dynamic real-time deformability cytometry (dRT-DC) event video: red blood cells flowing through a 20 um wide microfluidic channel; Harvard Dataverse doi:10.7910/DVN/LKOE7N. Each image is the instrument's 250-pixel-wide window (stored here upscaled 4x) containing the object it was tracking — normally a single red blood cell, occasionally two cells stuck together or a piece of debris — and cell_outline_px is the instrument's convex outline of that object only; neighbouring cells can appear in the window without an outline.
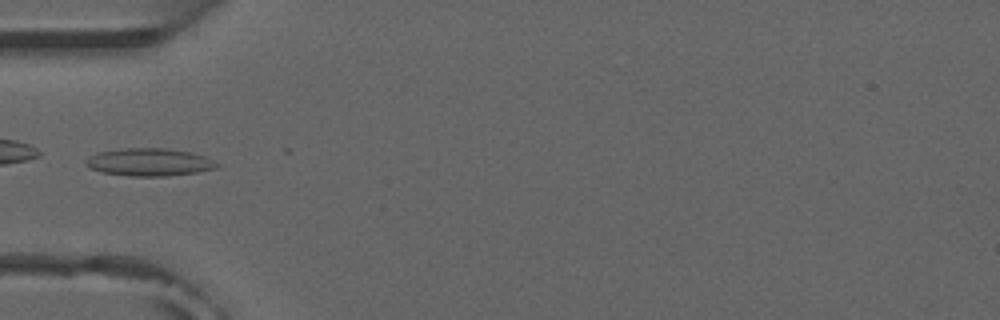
{"species": "common noctule bat (a hibernating species)", "species_latin": "Nyctalus noctula", "temperature_condition": "room temperature", "stored_images_in_passage": 27, "camera_frame_rate_fps": 3000, "um_per_image_px": 0.085, "animal": {"sex": "male", "forearm_length_mm": 52.5}, "frame": {"image": 1, "passage_image": 1, "time_ms": 0.0, "image_size_px": [1000, 320], "cell_outline_px": [[220, 164], [216, 168], [196, 172], [164, 176], [128, 176], [104, 172], [88, 168], [84, 164], [92, 156], [100, 152], [124, 148], [164, 148], [188, 152], [204, 156]], "centroid_in_image_um": [12.69, 13.79], "position_along_channel_um": 72.3, "area_um2": 20.75}}